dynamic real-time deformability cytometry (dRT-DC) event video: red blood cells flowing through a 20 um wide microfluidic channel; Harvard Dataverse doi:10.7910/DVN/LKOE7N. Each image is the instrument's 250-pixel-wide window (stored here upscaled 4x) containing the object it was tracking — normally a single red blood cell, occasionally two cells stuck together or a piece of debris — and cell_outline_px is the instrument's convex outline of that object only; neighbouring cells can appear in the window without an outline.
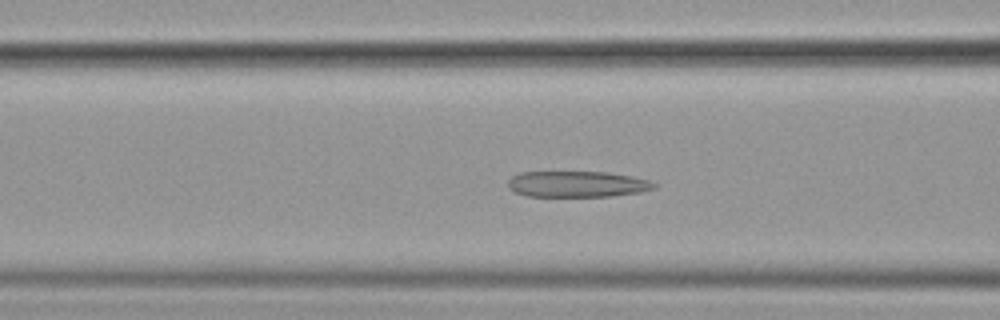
{"species": "common noctule bat (a hibernating species)", "species_latin": "Nyctalus noctula", "temperature_condition": "cold", "stored_images_in_passage": 38, "camera_frame_rate_fps": 3000, "um_per_image_px": 0.085, "animal": {"sex": "female", "body_mass_g": 19.9}, "frame": {"image": 1, "passage_image": 5, "time_ms": 1.333, "image_size_px": [1000, 320], "cell_outline_px": [[656, 188], [640, 192], [612, 196], [528, 196], [516, 192], [508, 188], [508, 180], [512, 176], [520, 172], [608, 172], [632, 176], [648, 180], [656, 184]], "centroid_in_image_um": [49.06, 15.64], "position_along_channel_um": 117.5, "area_um2": 22.14}}
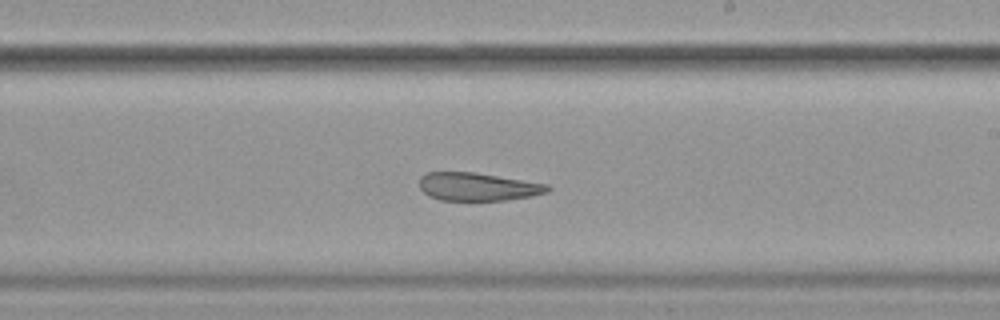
{"frame": {"image": 2, "passage_image": 16, "time_ms": 5.0, "image_size_px": [1000, 320], "cell_outline_px": [[552, 188], [548, 192], [532, 196], [504, 200], [440, 200], [428, 196], [420, 188], [420, 176], [424, 172], [476, 172], [548, 184]], "centroid_in_image_um": [40.61, 15.86], "position_along_channel_um": 248.4, "area_um2": 21.1}}
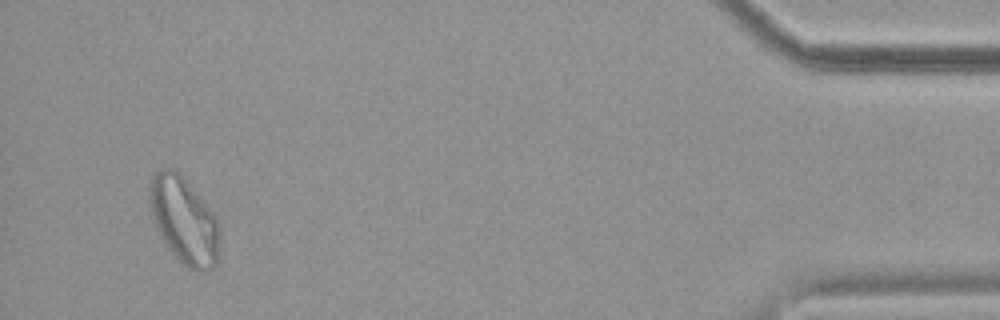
{"frame": {"image": 3, "passage_image": 36, "time_ms": 11.667, "image_size_px": [1000, 320], "cell_outline_px": [[220, 240], [216, 264], [208, 272], [196, 272], [188, 268], [168, 248], [160, 236], [152, 216], [148, 204], [148, 192], [152, 176], [160, 168], [172, 168], [180, 172], [216, 216], [220, 228]], "centroid_in_image_um": [15.65, 18.73], "position_along_channel_um": 419.6, "area_um2": 35.84}, "authors_computed_cell_mechanics": {"area_um2": 22.8888, "velocity_mm_per_s": 3.5877, "shape_relaxation_time_tau1_ms": null, "shape_relaxation_time_tau2_ms": 3.5845, "deformation_change_tau1": null, "deformation_change_tau2": 0.1308}}